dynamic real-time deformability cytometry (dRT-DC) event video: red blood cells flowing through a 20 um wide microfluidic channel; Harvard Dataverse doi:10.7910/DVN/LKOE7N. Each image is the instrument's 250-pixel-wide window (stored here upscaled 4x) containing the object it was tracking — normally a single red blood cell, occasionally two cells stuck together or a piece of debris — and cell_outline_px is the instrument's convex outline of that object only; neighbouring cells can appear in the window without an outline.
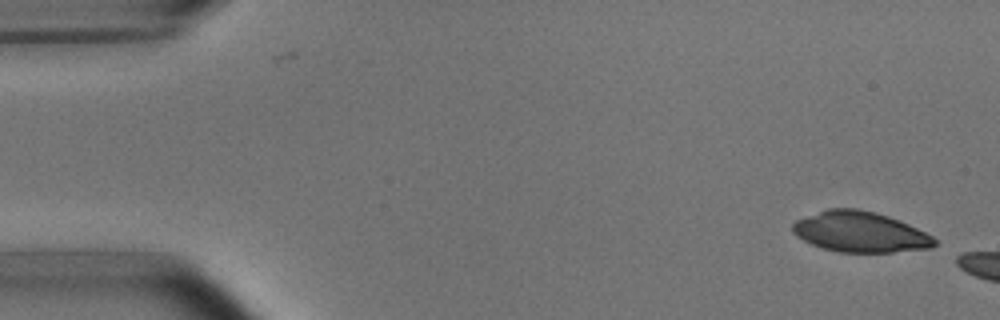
{"species": "common noctule bat (a hibernating species)", "species_latin": "Nyctalus noctula", "temperature_condition": "room temperature", "stored_images_in_passage": 3, "camera_frame_rate_fps": 3000, "um_per_image_px": 0.085, "animal": {"sex": "male", "body_mass_g": 15.6}, "frame": {"image": 1, "passage_image": 1, "time_ms": 0.0, "image_size_px": [1000, 320], "cell_outline_px": [[940, 244], [932, 248], [892, 252], [836, 252], [812, 244], [796, 236], [792, 232], [792, 224], [796, 220], [828, 208], [856, 208], [876, 212], [900, 220], [932, 236]], "centroid_in_image_um": [73.12, 19.71], "position_along_channel_um": 11.9, "area_um2": 33.58}}